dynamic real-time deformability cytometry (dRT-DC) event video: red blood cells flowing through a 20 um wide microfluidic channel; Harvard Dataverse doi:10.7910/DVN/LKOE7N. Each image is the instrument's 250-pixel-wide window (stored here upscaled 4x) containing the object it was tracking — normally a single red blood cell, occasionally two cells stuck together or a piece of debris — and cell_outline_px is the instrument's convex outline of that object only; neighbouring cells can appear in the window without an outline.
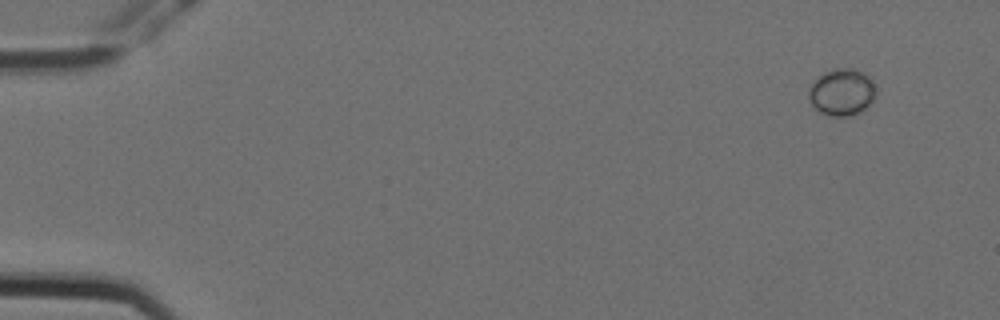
{"species": "Egyptian fruit bat (a non-hibernating species)", "species_latin": "Rousettus aegyptiacus", "temperature_condition": "cold", "stored_images_in_passage": 6, "camera_frame_rate_fps": 3000, "um_per_image_px": 0.085, "animal": {"sex": "female"}, "frame": {"image": 1, "passage_image": 1, "time_ms": 0.0, "image_size_px": [1000, 320], "cell_outline_px": [[876, 96], [872, 104], [860, 112], [852, 116], [828, 116], [816, 112], [808, 96], [808, 88], [812, 80], [824, 72], [836, 68], [852, 68], [864, 72], [872, 76], [876, 88]], "centroid_in_image_um": [71.57, 7.84], "position_along_channel_um": 13.4, "area_um2": 19.19}}